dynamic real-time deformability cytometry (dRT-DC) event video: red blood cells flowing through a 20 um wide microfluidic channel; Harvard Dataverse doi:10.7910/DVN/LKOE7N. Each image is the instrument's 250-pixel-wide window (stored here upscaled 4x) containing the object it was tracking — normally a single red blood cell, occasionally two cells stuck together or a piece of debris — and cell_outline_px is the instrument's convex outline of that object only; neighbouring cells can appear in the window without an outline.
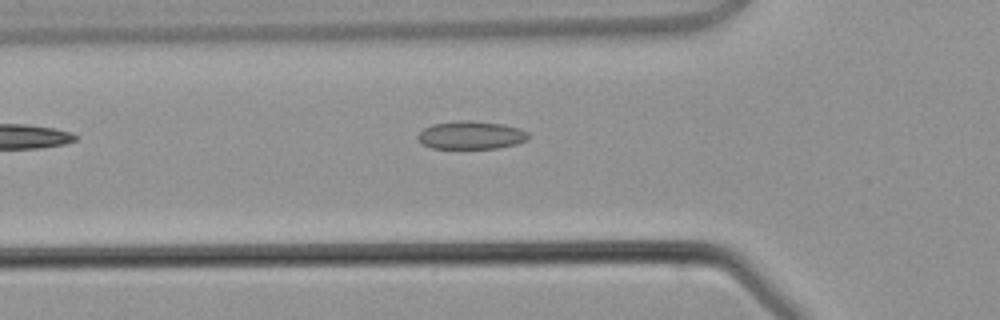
{"species": "common noctule bat (a hibernating species)", "species_latin": "Nyctalus noctula", "temperature_condition": "warm", "stored_images_in_passage": 3, "camera_frame_rate_fps": 3000, "um_per_image_px": 0.085, "animal": {"sex": "male", "body_mass_g": 21.5, "forearm_length_mm": 52.0}, "frame": {"image": 1, "passage_image": 3, "time_ms": 2.667, "image_size_px": [1000, 320], "cell_outline_px": [[528, 136], [524, 140], [516, 144], [496, 148], [432, 148], [424, 144], [416, 136], [424, 128], [432, 124], [460, 120], [472, 120], [504, 124], [520, 128], [528, 132]], "centroid_in_image_um": [40.04, 11.47], "position_along_channel_um": 85.8, "area_um2": 17.98}}